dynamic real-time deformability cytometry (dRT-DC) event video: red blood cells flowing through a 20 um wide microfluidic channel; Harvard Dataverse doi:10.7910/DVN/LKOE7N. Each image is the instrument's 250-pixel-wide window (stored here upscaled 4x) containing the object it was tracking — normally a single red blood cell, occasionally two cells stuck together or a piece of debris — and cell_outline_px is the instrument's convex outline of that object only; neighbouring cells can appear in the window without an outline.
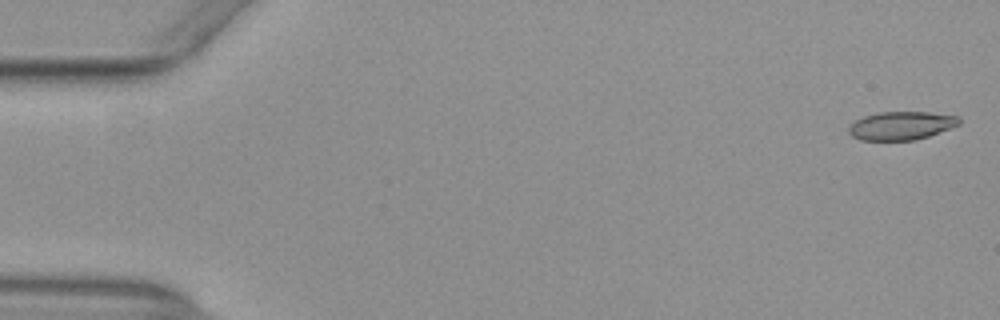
{"species": "common noctule bat (a hibernating species)", "species_latin": "Nyctalus noctula", "temperature_condition": "warm", "stored_images_in_passage": 11, "camera_frame_rate_fps": 3000, "um_per_image_px": 0.085, "animal": {"sex": "female", "body_mass_g": 29.2, "forearm_length_mm": 56.3}, "frame": {"image": 1, "passage_image": 2, "time_ms": 0.333, "image_size_px": [1000, 320], "cell_outline_px": [[960, 124], [928, 136], [916, 140], [860, 140], [852, 136], [848, 132], [848, 128], [856, 120], [864, 116], [880, 112], [928, 112], [960, 116]], "centroid_in_image_um": [76.61, 10.68], "position_along_channel_um": 8.4, "area_um2": 18.15}}